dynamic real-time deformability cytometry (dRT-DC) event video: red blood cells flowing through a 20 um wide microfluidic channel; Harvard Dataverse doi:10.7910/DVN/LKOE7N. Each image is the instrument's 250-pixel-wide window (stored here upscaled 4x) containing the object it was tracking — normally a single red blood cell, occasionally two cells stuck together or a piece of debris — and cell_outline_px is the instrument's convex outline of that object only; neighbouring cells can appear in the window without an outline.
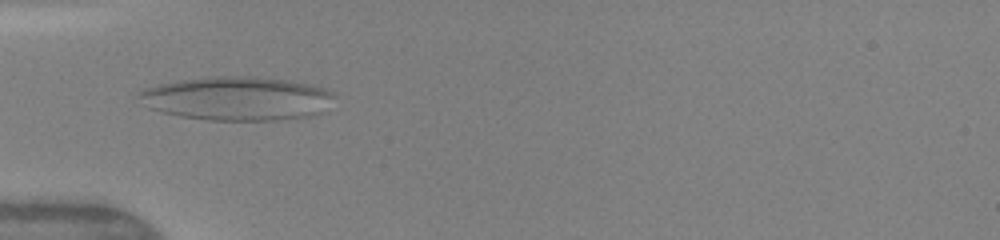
{"species": "human", "species_latin": "Homo sapiens", "temperature_condition": "warm", "stored_images_in_passage": 15, "camera_frame_rate_fps": 3000, "um_per_image_px": 0.085, "donor": {"sex": "female"}, "frame": {"image": 1, "passage_image": 9, "time_ms": 2.667, "image_size_px": [1000, 240], "cell_outline_px": [[336, 96], [324, 112], [312, 116], [276, 120], [208, 120], [180, 116], [148, 108], [136, 96], [136, 92], [144, 88], [176, 80], [212, 76], [252, 76], [288, 80], [324, 88], [332, 92]], "centroid_in_image_um": [20.14, 8.37], "position_along_channel_um": 64.9, "area_um2": 50.23}}